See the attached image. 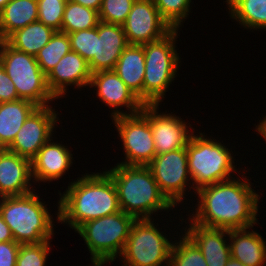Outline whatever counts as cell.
Segmentation results:
<instances>
[{
	"mask_svg": "<svg viewBox=\"0 0 266 266\" xmlns=\"http://www.w3.org/2000/svg\"><path fill=\"white\" fill-rule=\"evenodd\" d=\"M67 0H37L38 21L55 31H61Z\"/></svg>",
	"mask_w": 266,
	"mask_h": 266,
	"instance_id": "cell-32",
	"label": "cell"
},
{
	"mask_svg": "<svg viewBox=\"0 0 266 266\" xmlns=\"http://www.w3.org/2000/svg\"><path fill=\"white\" fill-rule=\"evenodd\" d=\"M52 240L37 244H20L16 266H46Z\"/></svg>",
	"mask_w": 266,
	"mask_h": 266,
	"instance_id": "cell-31",
	"label": "cell"
},
{
	"mask_svg": "<svg viewBox=\"0 0 266 266\" xmlns=\"http://www.w3.org/2000/svg\"><path fill=\"white\" fill-rule=\"evenodd\" d=\"M10 0H0V11L4 8V6L9 2Z\"/></svg>",
	"mask_w": 266,
	"mask_h": 266,
	"instance_id": "cell-41",
	"label": "cell"
},
{
	"mask_svg": "<svg viewBox=\"0 0 266 266\" xmlns=\"http://www.w3.org/2000/svg\"><path fill=\"white\" fill-rule=\"evenodd\" d=\"M55 137L50 138L31 160V173L34 185L40 182L50 183L57 181L66 175V171L73 164V154L68 146L54 142ZM53 141V142H51Z\"/></svg>",
	"mask_w": 266,
	"mask_h": 266,
	"instance_id": "cell-17",
	"label": "cell"
},
{
	"mask_svg": "<svg viewBox=\"0 0 266 266\" xmlns=\"http://www.w3.org/2000/svg\"><path fill=\"white\" fill-rule=\"evenodd\" d=\"M37 20V0H10L0 11V39Z\"/></svg>",
	"mask_w": 266,
	"mask_h": 266,
	"instance_id": "cell-24",
	"label": "cell"
},
{
	"mask_svg": "<svg viewBox=\"0 0 266 266\" xmlns=\"http://www.w3.org/2000/svg\"><path fill=\"white\" fill-rule=\"evenodd\" d=\"M195 134L186 146L193 188L197 191L201 187L235 177L233 174L238 172L239 167L235 166L236 159L231 148L228 149L223 141L211 139L205 133Z\"/></svg>",
	"mask_w": 266,
	"mask_h": 266,
	"instance_id": "cell-5",
	"label": "cell"
},
{
	"mask_svg": "<svg viewBox=\"0 0 266 266\" xmlns=\"http://www.w3.org/2000/svg\"><path fill=\"white\" fill-rule=\"evenodd\" d=\"M70 51L71 45L68 34L56 31L35 57L40 69L47 76L61 58Z\"/></svg>",
	"mask_w": 266,
	"mask_h": 266,
	"instance_id": "cell-28",
	"label": "cell"
},
{
	"mask_svg": "<svg viewBox=\"0 0 266 266\" xmlns=\"http://www.w3.org/2000/svg\"><path fill=\"white\" fill-rule=\"evenodd\" d=\"M0 64L13 81L20 99L29 100L38 107L49 106L51 101H55L35 56L19 51L2 40Z\"/></svg>",
	"mask_w": 266,
	"mask_h": 266,
	"instance_id": "cell-8",
	"label": "cell"
},
{
	"mask_svg": "<svg viewBox=\"0 0 266 266\" xmlns=\"http://www.w3.org/2000/svg\"><path fill=\"white\" fill-rule=\"evenodd\" d=\"M14 241L11 230L0 215V242Z\"/></svg>",
	"mask_w": 266,
	"mask_h": 266,
	"instance_id": "cell-37",
	"label": "cell"
},
{
	"mask_svg": "<svg viewBox=\"0 0 266 266\" xmlns=\"http://www.w3.org/2000/svg\"><path fill=\"white\" fill-rule=\"evenodd\" d=\"M124 149V161L116 164L147 166L156 156L148 117L142 112L112 118Z\"/></svg>",
	"mask_w": 266,
	"mask_h": 266,
	"instance_id": "cell-10",
	"label": "cell"
},
{
	"mask_svg": "<svg viewBox=\"0 0 266 266\" xmlns=\"http://www.w3.org/2000/svg\"><path fill=\"white\" fill-rule=\"evenodd\" d=\"M187 218L190 224L181 231L201 250L207 266H226L231 257L229 230L205 227Z\"/></svg>",
	"mask_w": 266,
	"mask_h": 266,
	"instance_id": "cell-18",
	"label": "cell"
},
{
	"mask_svg": "<svg viewBox=\"0 0 266 266\" xmlns=\"http://www.w3.org/2000/svg\"><path fill=\"white\" fill-rule=\"evenodd\" d=\"M20 99L16 92L13 81L0 64V103Z\"/></svg>",
	"mask_w": 266,
	"mask_h": 266,
	"instance_id": "cell-35",
	"label": "cell"
},
{
	"mask_svg": "<svg viewBox=\"0 0 266 266\" xmlns=\"http://www.w3.org/2000/svg\"><path fill=\"white\" fill-rule=\"evenodd\" d=\"M90 88H96V94L105 106L111 109V119L117 116L136 114L142 111L144 103L129 89L114 70L92 73ZM126 107L127 111L121 110Z\"/></svg>",
	"mask_w": 266,
	"mask_h": 266,
	"instance_id": "cell-15",
	"label": "cell"
},
{
	"mask_svg": "<svg viewBox=\"0 0 266 266\" xmlns=\"http://www.w3.org/2000/svg\"><path fill=\"white\" fill-rule=\"evenodd\" d=\"M151 219H136L131 227L125 248L119 257L122 266H169L174 241L158 222ZM167 235V236H166ZM166 264V265H165Z\"/></svg>",
	"mask_w": 266,
	"mask_h": 266,
	"instance_id": "cell-9",
	"label": "cell"
},
{
	"mask_svg": "<svg viewBox=\"0 0 266 266\" xmlns=\"http://www.w3.org/2000/svg\"><path fill=\"white\" fill-rule=\"evenodd\" d=\"M226 266H246L243 263L239 262L238 260L230 257L228 262L226 263Z\"/></svg>",
	"mask_w": 266,
	"mask_h": 266,
	"instance_id": "cell-40",
	"label": "cell"
},
{
	"mask_svg": "<svg viewBox=\"0 0 266 266\" xmlns=\"http://www.w3.org/2000/svg\"><path fill=\"white\" fill-rule=\"evenodd\" d=\"M99 21L98 11L67 0L61 32L69 34L85 29H92L97 27Z\"/></svg>",
	"mask_w": 266,
	"mask_h": 266,
	"instance_id": "cell-27",
	"label": "cell"
},
{
	"mask_svg": "<svg viewBox=\"0 0 266 266\" xmlns=\"http://www.w3.org/2000/svg\"><path fill=\"white\" fill-rule=\"evenodd\" d=\"M52 106L37 107L27 117L7 150L31 161L39 149L54 136V130L56 132L59 112Z\"/></svg>",
	"mask_w": 266,
	"mask_h": 266,
	"instance_id": "cell-12",
	"label": "cell"
},
{
	"mask_svg": "<svg viewBox=\"0 0 266 266\" xmlns=\"http://www.w3.org/2000/svg\"><path fill=\"white\" fill-rule=\"evenodd\" d=\"M179 239L174 241L169 266H207L201 250L184 233L180 232Z\"/></svg>",
	"mask_w": 266,
	"mask_h": 266,
	"instance_id": "cell-29",
	"label": "cell"
},
{
	"mask_svg": "<svg viewBox=\"0 0 266 266\" xmlns=\"http://www.w3.org/2000/svg\"><path fill=\"white\" fill-rule=\"evenodd\" d=\"M120 79L143 102L145 54L143 45L129 44L113 69Z\"/></svg>",
	"mask_w": 266,
	"mask_h": 266,
	"instance_id": "cell-22",
	"label": "cell"
},
{
	"mask_svg": "<svg viewBox=\"0 0 266 266\" xmlns=\"http://www.w3.org/2000/svg\"><path fill=\"white\" fill-rule=\"evenodd\" d=\"M128 45L121 25L99 21L96 27V53L88 62L91 72L113 70Z\"/></svg>",
	"mask_w": 266,
	"mask_h": 266,
	"instance_id": "cell-20",
	"label": "cell"
},
{
	"mask_svg": "<svg viewBox=\"0 0 266 266\" xmlns=\"http://www.w3.org/2000/svg\"><path fill=\"white\" fill-rule=\"evenodd\" d=\"M229 16L244 29L266 30V0H231Z\"/></svg>",
	"mask_w": 266,
	"mask_h": 266,
	"instance_id": "cell-26",
	"label": "cell"
},
{
	"mask_svg": "<svg viewBox=\"0 0 266 266\" xmlns=\"http://www.w3.org/2000/svg\"><path fill=\"white\" fill-rule=\"evenodd\" d=\"M41 200L35 190L25 195L0 197V215L15 242L37 244L53 239V215Z\"/></svg>",
	"mask_w": 266,
	"mask_h": 266,
	"instance_id": "cell-4",
	"label": "cell"
},
{
	"mask_svg": "<svg viewBox=\"0 0 266 266\" xmlns=\"http://www.w3.org/2000/svg\"><path fill=\"white\" fill-rule=\"evenodd\" d=\"M122 27L128 44L136 45L157 41L173 30L153 0H135Z\"/></svg>",
	"mask_w": 266,
	"mask_h": 266,
	"instance_id": "cell-14",
	"label": "cell"
},
{
	"mask_svg": "<svg viewBox=\"0 0 266 266\" xmlns=\"http://www.w3.org/2000/svg\"><path fill=\"white\" fill-rule=\"evenodd\" d=\"M55 32L53 28L37 20L14 31L5 41L19 51L36 56Z\"/></svg>",
	"mask_w": 266,
	"mask_h": 266,
	"instance_id": "cell-25",
	"label": "cell"
},
{
	"mask_svg": "<svg viewBox=\"0 0 266 266\" xmlns=\"http://www.w3.org/2000/svg\"><path fill=\"white\" fill-rule=\"evenodd\" d=\"M136 219L123 211L82 224L79 233L89 250L91 262L112 263L120 257Z\"/></svg>",
	"mask_w": 266,
	"mask_h": 266,
	"instance_id": "cell-7",
	"label": "cell"
},
{
	"mask_svg": "<svg viewBox=\"0 0 266 266\" xmlns=\"http://www.w3.org/2000/svg\"><path fill=\"white\" fill-rule=\"evenodd\" d=\"M104 264H108V263L92 262V266H104ZM89 266H91V265H89Z\"/></svg>",
	"mask_w": 266,
	"mask_h": 266,
	"instance_id": "cell-42",
	"label": "cell"
},
{
	"mask_svg": "<svg viewBox=\"0 0 266 266\" xmlns=\"http://www.w3.org/2000/svg\"><path fill=\"white\" fill-rule=\"evenodd\" d=\"M158 12L172 29L183 26L191 12L192 0H153ZM184 21V22H183ZM181 26V27H180Z\"/></svg>",
	"mask_w": 266,
	"mask_h": 266,
	"instance_id": "cell-30",
	"label": "cell"
},
{
	"mask_svg": "<svg viewBox=\"0 0 266 266\" xmlns=\"http://www.w3.org/2000/svg\"><path fill=\"white\" fill-rule=\"evenodd\" d=\"M58 194L56 221L74 231L87 221L121 211L115 184L105 171L82 174Z\"/></svg>",
	"mask_w": 266,
	"mask_h": 266,
	"instance_id": "cell-2",
	"label": "cell"
},
{
	"mask_svg": "<svg viewBox=\"0 0 266 266\" xmlns=\"http://www.w3.org/2000/svg\"><path fill=\"white\" fill-rule=\"evenodd\" d=\"M31 161L0 149V197L20 196L37 190L33 185Z\"/></svg>",
	"mask_w": 266,
	"mask_h": 266,
	"instance_id": "cell-19",
	"label": "cell"
},
{
	"mask_svg": "<svg viewBox=\"0 0 266 266\" xmlns=\"http://www.w3.org/2000/svg\"><path fill=\"white\" fill-rule=\"evenodd\" d=\"M263 119L259 120V123L254 126L255 127V132H258V135H261L262 138H264L265 142H266V115L264 117H262ZM266 144V143H265Z\"/></svg>",
	"mask_w": 266,
	"mask_h": 266,
	"instance_id": "cell-39",
	"label": "cell"
},
{
	"mask_svg": "<svg viewBox=\"0 0 266 266\" xmlns=\"http://www.w3.org/2000/svg\"><path fill=\"white\" fill-rule=\"evenodd\" d=\"M158 109L159 105H144L142 108L149 119L156 155L186 148L195 128L173 112L159 113Z\"/></svg>",
	"mask_w": 266,
	"mask_h": 266,
	"instance_id": "cell-13",
	"label": "cell"
},
{
	"mask_svg": "<svg viewBox=\"0 0 266 266\" xmlns=\"http://www.w3.org/2000/svg\"><path fill=\"white\" fill-rule=\"evenodd\" d=\"M37 107L26 99L0 103V149L11 145L27 117Z\"/></svg>",
	"mask_w": 266,
	"mask_h": 266,
	"instance_id": "cell-23",
	"label": "cell"
},
{
	"mask_svg": "<svg viewBox=\"0 0 266 266\" xmlns=\"http://www.w3.org/2000/svg\"><path fill=\"white\" fill-rule=\"evenodd\" d=\"M19 248L15 241L0 242V266H16Z\"/></svg>",
	"mask_w": 266,
	"mask_h": 266,
	"instance_id": "cell-36",
	"label": "cell"
},
{
	"mask_svg": "<svg viewBox=\"0 0 266 266\" xmlns=\"http://www.w3.org/2000/svg\"><path fill=\"white\" fill-rule=\"evenodd\" d=\"M179 29H173L163 38L142 44L145 54V75L143 80L144 105H160L167 89L176 79L182 59L177 53ZM180 64V65H179Z\"/></svg>",
	"mask_w": 266,
	"mask_h": 266,
	"instance_id": "cell-6",
	"label": "cell"
},
{
	"mask_svg": "<svg viewBox=\"0 0 266 266\" xmlns=\"http://www.w3.org/2000/svg\"><path fill=\"white\" fill-rule=\"evenodd\" d=\"M230 1H231V0H226V1H224V2H226V4H228Z\"/></svg>",
	"mask_w": 266,
	"mask_h": 266,
	"instance_id": "cell-43",
	"label": "cell"
},
{
	"mask_svg": "<svg viewBox=\"0 0 266 266\" xmlns=\"http://www.w3.org/2000/svg\"><path fill=\"white\" fill-rule=\"evenodd\" d=\"M105 172L115 184L121 211L135 219H151L160 211L175 208L161 193L147 166L116 164Z\"/></svg>",
	"mask_w": 266,
	"mask_h": 266,
	"instance_id": "cell-3",
	"label": "cell"
},
{
	"mask_svg": "<svg viewBox=\"0 0 266 266\" xmlns=\"http://www.w3.org/2000/svg\"><path fill=\"white\" fill-rule=\"evenodd\" d=\"M147 167L151 170L161 193L174 207L182 205L186 190L192 189L196 193L188 171L186 148L156 155Z\"/></svg>",
	"mask_w": 266,
	"mask_h": 266,
	"instance_id": "cell-11",
	"label": "cell"
},
{
	"mask_svg": "<svg viewBox=\"0 0 266 266\" xmlns=\"http://www.w3.org/2000/svg\"><path fill=\"white\" fill-rule=\"evenodd\" d=\"M92 72L89 63L77 52L64 55L46 76L49 91L56 99L66 97L68 86L89 87Z\"/></svg>",
	"mask_w": 266,
	"mask_h": 266,
	"instance_id": "cell-16",
	"label": "cell"
},
{
	"mask_svg": "<svg viewBox=\"0 0 266 266\" xmlns=\"http://www.w3.org/2000/svg\"><path fill=\"white\" fill-rule=\"evenodd\" d=\"M135 0H103L99 20L106 23L123 25Z\"/></svg>",
	"mask_w": 266,
	"mask_h": 266,
	"instance_id": "cell-33",
	"label": "cell"
},
{
	"mask_svg": "<svg viewBox=\"0 0 266 266\" xmlns=\"http://www.w3.org/2000/svg\"><path fill=\"white\" fill-rule=\"evenodd\" d=\"M70 39L71 51L77 52L87 62L96 53V27L85 29L68 34Z\"/></svg>",
	"mask_w": 266,
	"mask_h": 266,
	"instance_id": "cell-34",
	"label": "cell"
},
{
	"mask_svg": "<svg viewBox=\"0 0 266 266\" xmlns=\"http://www.w3.org/2000/svg\"><path fill=\"white\" fill-rule=\"evenodd\" d=\"M70 1H73L75 3L82 5V6H85V7L90 8V9H94V10L99 12L100 8L102 6L103 0H70Z\"/></svg>",
	"mask_w": 266,
	"mask_h": 266,
	"instance_id": "cell-38",
	"label": "cell"
},
{
	"mask_svg": "<svg viewBox=\"0 0 266 266\" xmlns=\"http://www.w3.org/2000/svg\"><path fill=\"white\" fill-rule=\"evenodd\" d=\"M238 174L243 175L199 188L194 196L197 204L188 217L199 225L226 230L258 225L262 192L256 193L246 172Z\"/></svg>",
	"mask_w": 266,
	"mask_h": 266,
	"instance_id": "cell-1",
	"label": "cell"
},
{
	"mask_svg": "<svg viewBox=\"0 0 266 266\" xmlns=\"http://www.w3.org/2000/svg\"><path fill=\"white\" fill-rule=\"evenodd\" d=\"M252 228L229 230L231 257L246 266H266V239Z\"/></svg>",
	"mask_w": 266,
	"mask_h": 266,
	"instance_id": "cell-21",
	"label": "cell"
}]
</instances>
